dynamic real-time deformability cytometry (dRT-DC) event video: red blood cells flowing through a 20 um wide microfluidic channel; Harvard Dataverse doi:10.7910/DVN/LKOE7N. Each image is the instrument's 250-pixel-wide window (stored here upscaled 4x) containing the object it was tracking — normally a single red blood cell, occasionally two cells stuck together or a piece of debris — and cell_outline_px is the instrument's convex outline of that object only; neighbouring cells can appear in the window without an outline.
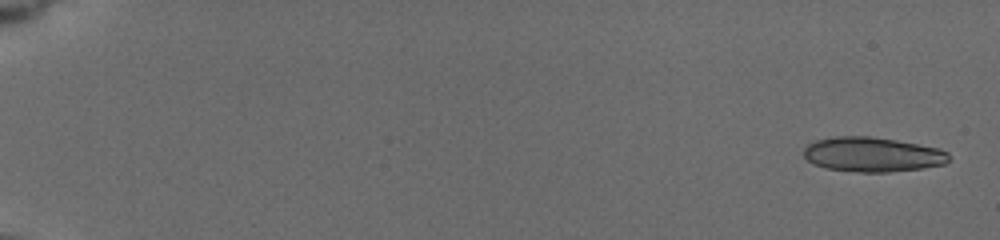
{"species": "common noctule bat (a hibernating species)", "species_latin": "Nyctalus noctula", "temperature_condition": "cold", "stored_images_in_passage": 54, "camera_frame_rate_fps": 3000, "um_per_image_px": 0.085, "animal": {"sex": "female", "body_mass_g": 19.5, "forearm_length_mm": 54.1}, "frame": {"image": 1, "passage_image": 2, "time_ms": 0.333, "image_size_px": [1000, 240], "cell_outline_px": [[948, 160], [944, 164], [924, 168], [888, 172], [860, 172], [824, 168], [812, 164], [804, 156], [804, 148], [808, 144], [816, 140], [836, 136], [868, 136], [896, 140], [940, 148], [948, 152]], "centroid_in_image_um": [74.14, 13.13], "position_along_channel_um": 10.9, "area_um2": 29.36}}
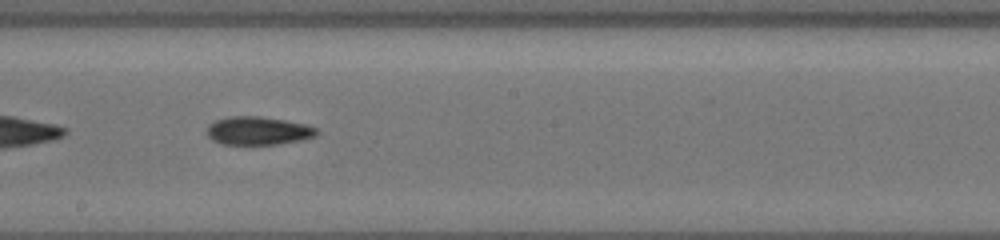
{"frame": {"image": 2, "passage_image": 33, "time_ms": 11.333, "image_size_px": [1000, 240], "cell_outline_px": [[320, 132], [316, 136], [304, 140], [276, 144], [224, 144], [212, 140], [208, 136], [208, 124], [216, 120], [228, 116], [260, 116], [308, 124], [316, 128]], "centroid_in_image_um": [21.99, 11.11], "position_along_channel_um": 226.2, "area_um2": 18.21}}
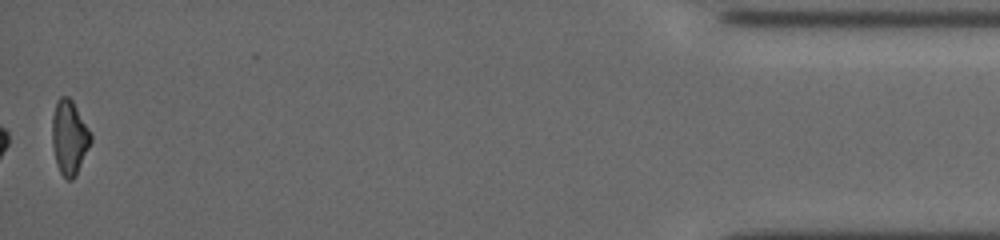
{"frame": {"image": 3, "passage_image": 54, "time_ms": 18.667, "image_size_px": [1000, 240], "cell_outline_px": [[92, 140], [76, 176], [72, 180], [68, 180], [60, 172], [56, 164], [52, 148], [52, 116], [56, 100], [60, 96], [68, 96], [72, 100], [92, 136]], "centroid_in_image_um": [5.87, 11.68], "position_along_channel_um": 429.3, "area_um2": 16.76}, "authors_computed_cell_mechanics": {"area_um2": 18.3515, "velocity_mm_per_s": 3.7789, "shape_relaxation_time_tau1_ms": 10.7338, "shape_relaxation_time_tau2_ms": 5.1147, "deformation_change_tau1": 0.2421, "deformation_change_tau2": 0.1261}}